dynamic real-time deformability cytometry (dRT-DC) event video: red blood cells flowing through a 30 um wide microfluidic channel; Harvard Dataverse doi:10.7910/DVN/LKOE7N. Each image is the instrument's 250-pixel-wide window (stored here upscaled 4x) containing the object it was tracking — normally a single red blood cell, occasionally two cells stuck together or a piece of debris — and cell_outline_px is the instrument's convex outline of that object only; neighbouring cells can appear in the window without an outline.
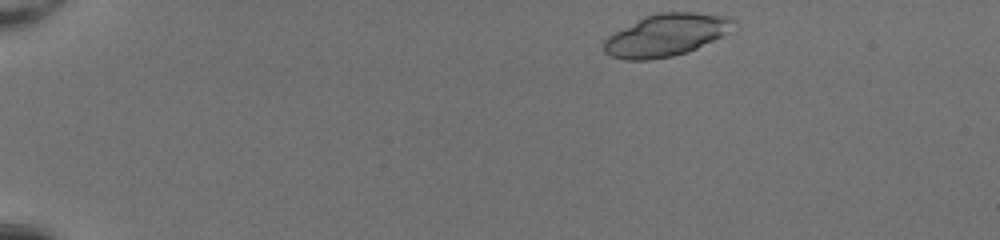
{"species": "common noctule bat (a hibernating species)", "species_latin": "Nyctalus noctula", "temperature_condition": "room temperature", "stored_images_in_passage": 43, "camera_frame_rate_fps": 3000, "um_per_image_px": 0.085, "animal": {"sex": "female", "body_mass_g": 20.0, "forearm_length_mm": 54.0}, "frame": {"image": 1, "passage_image": 1, "time_ms": 0.0, "image_size_px": [1000, 240], "cell_outline_px": [[736, 20], [720, 36], [688, 52], [672, 56], [648, 60], [624, 60], [608, 56], [604, 52], [604, 40], [608, 36], [644, 16], [660, 12], [692, 12], [728, 16]], "centroid_in_image_um": [56.54, 2.99], "position_along_channel_um": 28.5, "area_um2": 31.44}}
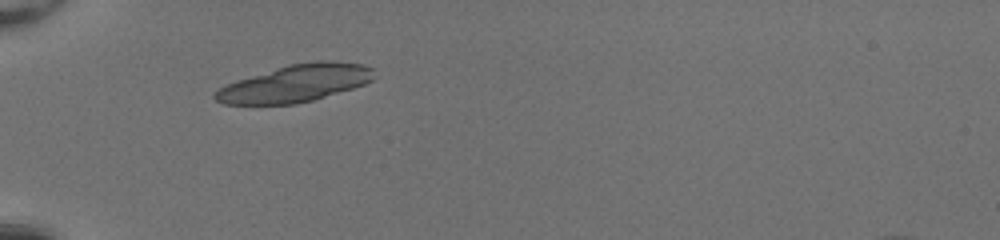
{"frame": {"image": 2, "passage_image": 10, "time_ms": 3.0, "image_size_px": [1000, 240], "cell_outline_px": [[372, 80], [364, 84], [352, 88], [312, 100], [296, 104], [224, 104], [216, 100], [212, 96], [220, 88], [236, 80], [288, 64], [320, 60], [332, 60], [364, 64], [372, 68]], "centroid_in_image_um": [25.1, 7.07], "position_along_channel_um": 59.9, "area_um2": 34.22}}